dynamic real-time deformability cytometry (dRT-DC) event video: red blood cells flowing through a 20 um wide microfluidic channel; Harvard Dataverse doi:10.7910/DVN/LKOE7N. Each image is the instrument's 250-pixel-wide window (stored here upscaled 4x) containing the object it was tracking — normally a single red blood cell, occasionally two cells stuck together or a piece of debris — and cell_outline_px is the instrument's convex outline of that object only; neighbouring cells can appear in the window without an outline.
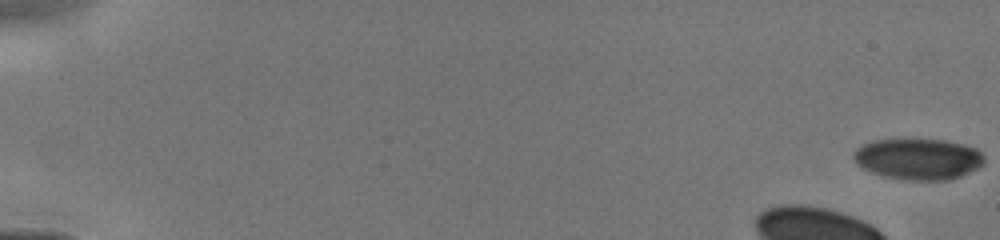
{"species": "human", "species_latin": "Homo sapiens", "temperature_condition": "cold", "stored_images_in_passage": 17, "camera_frame_rate_fps": 3000, "um_per_image_px": 0.085, "donor": {"sex": "male"}, "frame": {"image": 1, "passage_image": 1, "time_ms": 0.0, "image_size_px": [1000, 240], "cell_outline_px": [[984, 164], [960, 176], [948, 180], [904, 180], [884, 176], [872, 172], [856, 164], [852, 156], [852, 152], [856, 148], [872, 140], [944, 140], [964, 144], [976, 148], [984, 156]], "centroid_in_image_um": [78.03, 13.52], "position_along_channel_um": 7.0, "area_um2": 31.21}}